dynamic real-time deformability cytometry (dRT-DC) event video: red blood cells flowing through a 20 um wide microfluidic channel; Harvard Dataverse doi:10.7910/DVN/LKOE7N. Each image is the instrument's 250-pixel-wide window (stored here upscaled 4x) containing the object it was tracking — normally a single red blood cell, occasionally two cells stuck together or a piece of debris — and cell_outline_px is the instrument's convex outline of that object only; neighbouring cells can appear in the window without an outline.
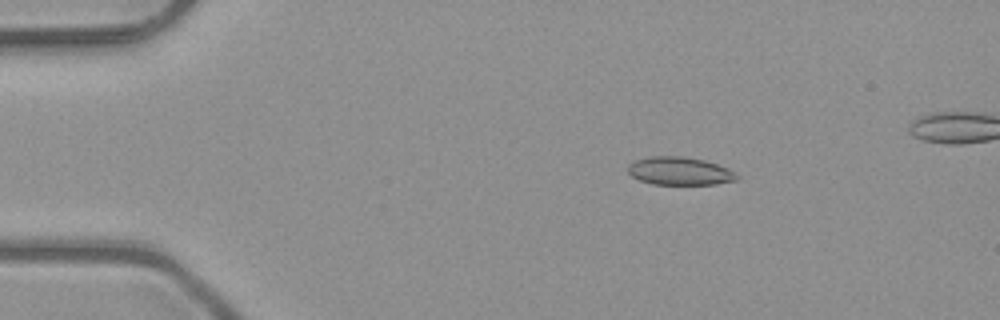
{"species": "common noctule bat (a hibernating species)", "species_latin": "Nyctalus noctula", "temperature_condition": "room temperature", "stored_images_in_passage": 6, "camera_frame_rate_fps": 3000, "um_per_image_px": 0.085, "animal": {"sex": "male", "body_mass_g": 23.1, "forearm_length_mm": 52.7}, "frame": {"image": 1, "passage_image": 3, "time_ms": 0.667, "image_size_px": [1000, 320], "cell_outline_px": [[740, 176], [736, 180], [716, 184], [652, 184], [640, 180], [632, 176], [628, 172], [628, 164], [636, 160], [648, 156], [684, 156], [704, 160], [728, 168], [736, 172]], "centroid_in_image_um": [57.78, 14.53], "position_along_channel_um": 27.2, "area_um2": 17.86}}